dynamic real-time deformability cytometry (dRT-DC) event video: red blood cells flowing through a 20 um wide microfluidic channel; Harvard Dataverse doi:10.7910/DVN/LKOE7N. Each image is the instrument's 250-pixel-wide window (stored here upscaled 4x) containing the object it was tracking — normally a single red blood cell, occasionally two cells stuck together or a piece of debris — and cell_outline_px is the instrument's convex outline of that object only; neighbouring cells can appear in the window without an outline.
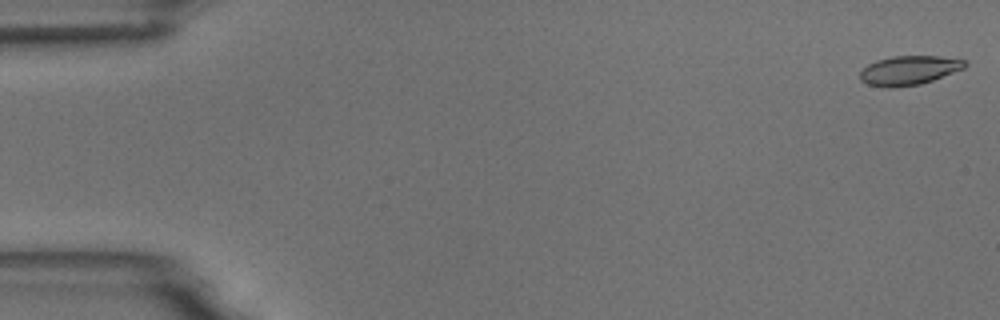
{"species": "common noctule bat (a hibernating species)", "species_latin": "Nyctalus noctula", "temperature_condition": "room temperature", "stored_images_in_passage": 5, "camera_frame_rate_fps": 3000, "um_per_image_px": 0.085, "animal": {"sex": "male", "body_mass_g": 18.8}, "frame": {"image": 1, "passage_image": 1, "time_ms": 0.0, "image_size_px": [1000, 320], "cell_outline_px": [[968, 64], [964, 68], [932, 80], [920, 84], [892, 88], [884, 88], [868, 84], [860, 80], [860, 72], [868, 64], [876, 60], [892, 56], [940, 56], [968, 60]], "centroid_in_image_um": [77.26, 5.97], "position_along_channel_um": 7.7, "area_um2": 17.92}}
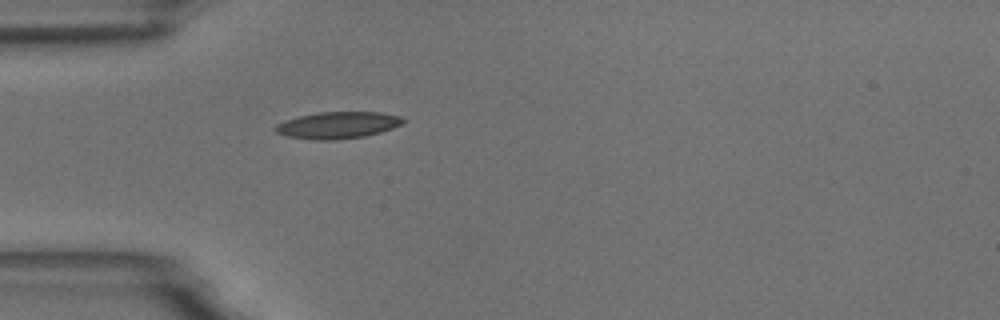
{"frame": {"image": 2, "passage_image": 5, "time_ms": 5.0, "image_size_px": [1000, 320], "cell_outline_px": [[408, 120], [392, 128], [380, 132], [364, 136], [332, 140], [316, 140], [288, 136], [276, 132], [276, 124], [284, 120], [316, 112], [380, 112], [400, 116]], "centroid_in_image_um": [28.72, 10.63], "position_along_channel_um": 56.3, "area_um2": 19.77}}